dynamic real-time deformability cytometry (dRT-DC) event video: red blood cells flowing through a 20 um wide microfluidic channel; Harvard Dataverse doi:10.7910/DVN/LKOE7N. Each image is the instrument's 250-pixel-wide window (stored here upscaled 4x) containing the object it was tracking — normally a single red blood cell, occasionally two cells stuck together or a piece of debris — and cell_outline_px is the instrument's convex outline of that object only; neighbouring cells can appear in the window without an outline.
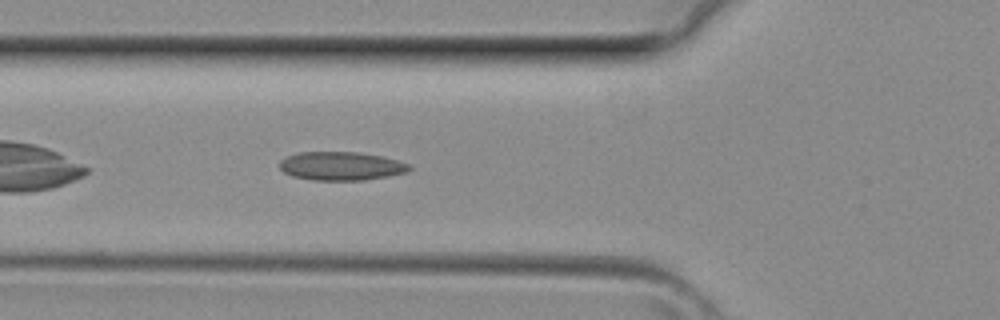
{"species": "common noctule bat (a hibernating species)", "species_latin": "Nyctalus noctula", "temperature_condition": "room temperature", "stored_images_in_passage": 30, "camera_frame_rate_fps": 3000, "um_per_image_px": 0.085, "animal": {"sex": "female", "body_mass_g": 29.2, "forearm_length_mm": 56.3}, "frame": {"image": 1, "passage_image": 4, "time_ms": 1.0, "image_size_px": [1000, 320], "cell_outline_px": [[412, 168], [408, 172], [388, 176], [364, 180], [312, 180], [292, 176], [284, 172], [280, 168], [280, 160], [288, 156], [300, 152], [360, 152], [380, 156], [412, 164]], "centroid_in_image_um": [29.02, 14.11], "position_along_channel_um": 96.8, "area_um2": 21.62}}
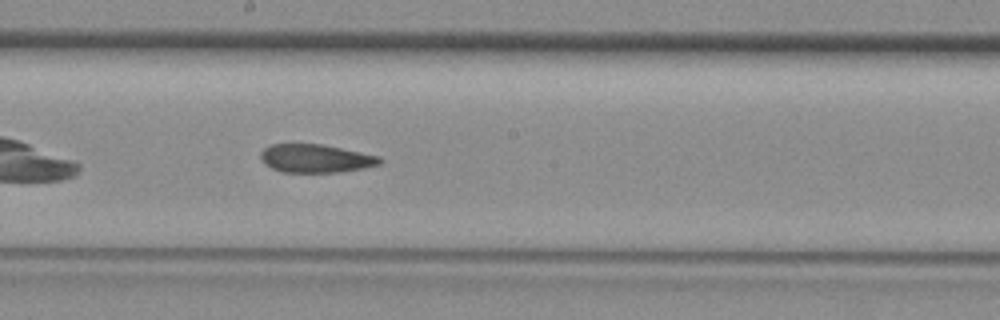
{"frame": {"image": 2, "passage_image": 11, "time_ms": 3.333, "image_size_px": [1000, 320], "cell_outline_px": [[384, 160], [380, 164], [360, 168], [336, 172], [280, 172], [264, 164], [260, 156], [260, 152], [264, 148], [272, 144], [320, 144], [380, 156]], "centroid_in_image_um": [26.8, 13.46], "position_along_channel_um": 221.4, "area_um2": 19.48}}
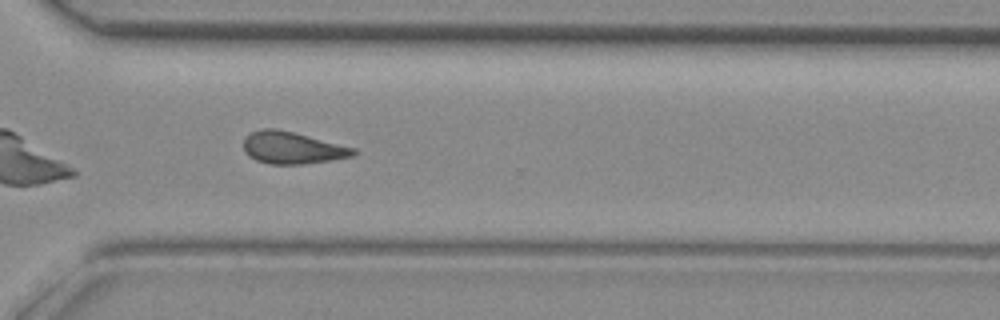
{"frame": {"image": 3, "passage_image": 18, "time_ms": 5.667, "image_size_px": [1000, 320], "cell_outline_px": [[356, 152], [352, 156], [332, 160], [300, 164], [268, 164], [256, 160], [248, 156], [244, 152], [244, 140], [252, 132], [264, 128], [276, 128], [356, 148]], "centroid_in_image_um": [24.83, 12.57], "position_along_channel_um": 345.8, "area_um2": 20.29}}